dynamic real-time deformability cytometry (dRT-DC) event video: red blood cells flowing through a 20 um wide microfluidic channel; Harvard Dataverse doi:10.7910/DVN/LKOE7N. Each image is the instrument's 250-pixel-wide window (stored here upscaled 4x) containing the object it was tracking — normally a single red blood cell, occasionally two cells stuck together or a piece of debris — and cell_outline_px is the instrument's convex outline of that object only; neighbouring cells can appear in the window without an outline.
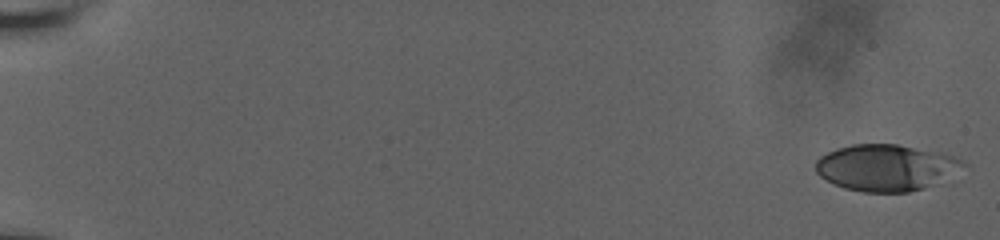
{"species": "human", "species_latin": "Homo sapiens", "temperature_condition": "room temperature", "stored_images_in_passage": 57, "camera_frame_rate_fps": 3000, "um_per_image_px": 0.085, "donor": {"sex": "male"}, "frame": {"image": 1, "passage_image": 1, "time_ms": 0.0, "image_size_px": [1000, 240], "cell_outline_px": [[968, 164], [932, 184], [924, 188], [908, 192], [864, 192], [844, 188], [820, 176], [816, 172], [816, 160], [820, 156], [836, 148], [852, 144], [896, 144], [952, 156], [964, 160]], "centroid_in_image_um": [75.25, 14.24], "position_along_channel_um": 9.8, "area_um2": 39.19}}
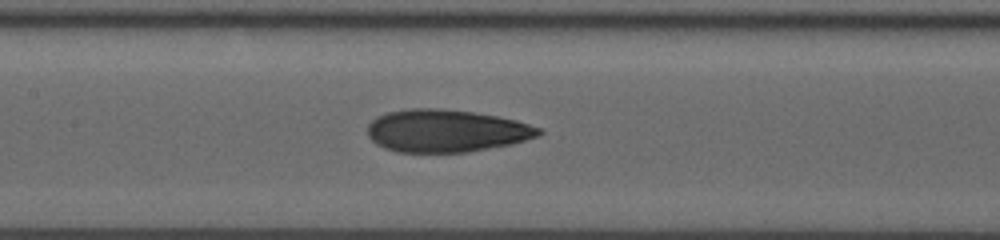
{"frame": {"image": 2, "passage_image": 30, "time_ms": 9.667, "image_size_px": [1000, 240], "cell_outline_px": [[544, 132], [540, 136], [512, 144], [468, 152], [396, 152], [384, 148], [376, 144], [368, 136], [368, 124], [376, 116], [388, 112], [412, 108], [440, 108], [472, 112], [496, 116], [516, 120], [540, 128]], "centroid_in_image_um": [37.92, 11.12], "position_along_channel_um": 169.5, "area_um2": 42.6}}
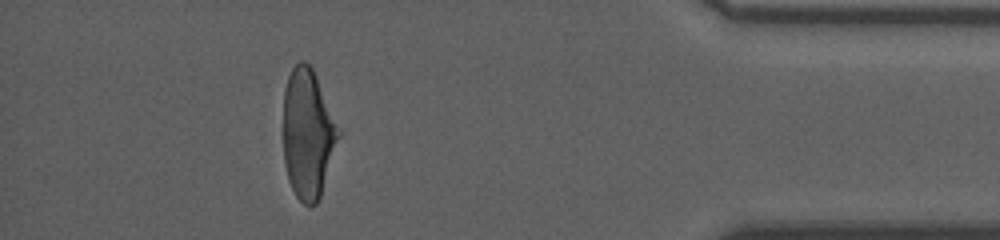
{"frame": {"image": 3, "passage_image": 52, "time_ms": 17.0, "image_size_px": [1000, 240], "cell_outline_px": [[340, 136], [320, 196], [316, 204], [308, 208], [296, 196], [288, 180], [284, 164], [284, 88], [288, 76], [292, 68], [300, 60], [304, 60], [312, 68], [316, 76], [340, 128]], "centroid_in_image_um": [26.16, 11.38], "position_along_channel_um": 409.0, "area_um2": 41.67}, "authors_computed_cell_mechanics": {"area_um2": 41.7894, "velocity_mm_per_s": 3.8168, "shape_relaxation_time_tau1_ms": 9.0773, "shape_relaxation_time_tau2_ms": 1.3004, "deformation_change_tau1": 0.2881, "deformation_change_tau2": 0.0811}}